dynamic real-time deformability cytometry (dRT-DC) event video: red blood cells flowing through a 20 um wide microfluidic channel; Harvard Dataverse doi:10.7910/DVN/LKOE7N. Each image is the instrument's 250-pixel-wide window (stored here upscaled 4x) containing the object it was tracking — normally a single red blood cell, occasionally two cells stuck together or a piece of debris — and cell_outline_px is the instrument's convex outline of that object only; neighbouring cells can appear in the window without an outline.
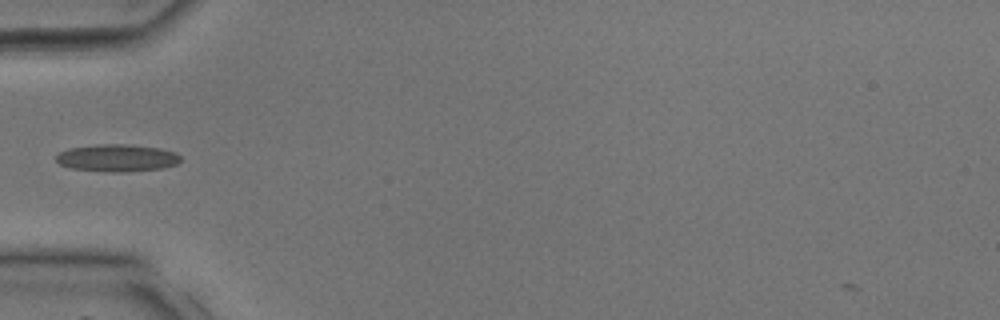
{"species": "common noctule bat (a hibernating species)", "species_latin": "Nyctalus noctula", "temperature_condition": "room temperature", "stored_images_in_passage": 26, "camera_frame_rate_fps": 3000, "um_per_image_px": 0.085, "animal": {"sex": "male", "body_mass_g": 17.9, "forearm_length_mm": 54.2}, "frame": {"image": 1, "passage_image": 1, "time_ms": 0.0, "image_size_px": [1000, 320], "cell_outline_px": [[180, 160], [176, 164], [160, 168], [124, 172], [112, 172], [72, 168], [60, 164], [56, 160], [56, 156], [60, 152], [68, 148], [96, 144], [128, 144], [160, 148], [176, 152], [180, 156]], "centroid_in_image_um": [9.95, 13.41], "position_along_channel_um": 75.1, "area_um2": 19.71}}
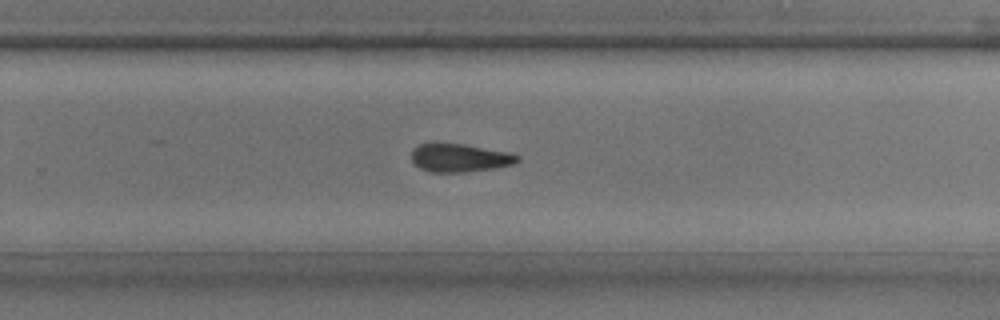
{"frame": {"image": 2, "passage_image": 13, "time_ms": 4.0, "image_size_px": [1000, 320], "cell_outline_px": [[520, 160], [516, 164], [496, 168], [464, 172], [432, 172], [420, 168], [412, 160], [412, 148], [420, 144], [464, 144], [512, 152], [520, 156]], "centroid_in_image_um": [39.16, 13.42], "position_along_channel_um": 290.6, "area_um2": 17.51}}
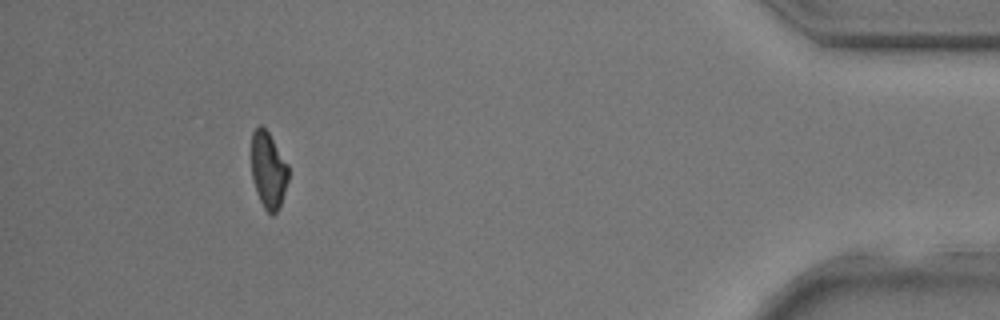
{"frame": {"image": 3, "passage_image": 23, "time_ms": 7.333, "image_size_px": [1000, 320], "cell_outline_px": [[288, 180], [280, 208], [272, 216], [264, 208], [256, 192], [252, 180], [252, 132], [260, 124], [268, 132], [288, 164]], "centroid_in_image_um": [22.81, 14.49], "position_along_channel_um": 412.4, "area_um2": 16.47}}